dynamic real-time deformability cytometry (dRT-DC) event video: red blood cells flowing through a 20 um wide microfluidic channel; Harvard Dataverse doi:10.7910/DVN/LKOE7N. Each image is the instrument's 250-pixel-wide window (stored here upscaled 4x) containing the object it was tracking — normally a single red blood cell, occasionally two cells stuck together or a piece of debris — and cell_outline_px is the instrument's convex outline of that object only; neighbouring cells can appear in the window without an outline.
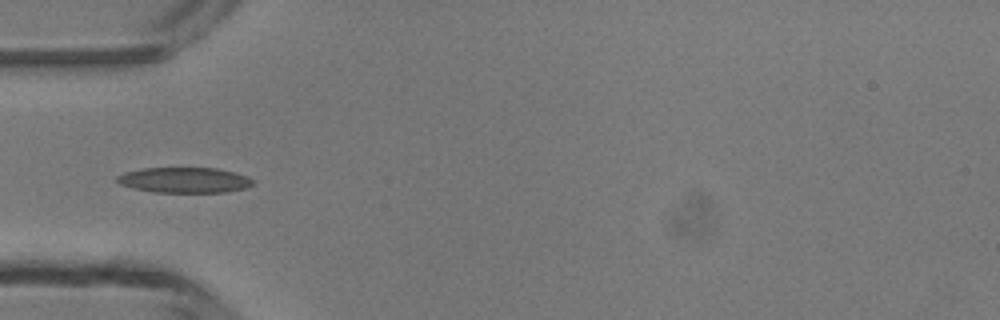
{"species": "common noctule bat (a hibernating species)", "species_latin": "Nyctalus noctula", "temperature_condition": "room temperature", "stored_images_in_passage": 6, "camera_frame_rate_fps": 3000, "um_per_image_px": 0.085, "animal": {"sex": "male", "body_mass_g": 13.3}, "frame": {"image": 1, "passage_image": 4, "time_ms": 3.667, "image_size_px": [1000, 320], "cell_outline_px": [[256, 180], [252, 184], [244, 188], [228, 192], [152, 192], [132, 188], [120, 184], [116, 180], [116, 176], [124, 172], [144, 168], [216, 168], [236, 172], [248, 176]], "centroid_in_image_um": [15.68, 15.3], "position_along_channel_um": 69.3, "area_um2": 20.29}}
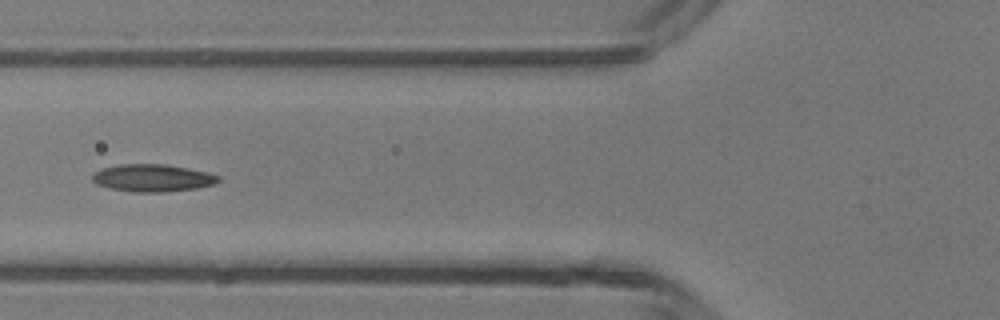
{"frame": {"image": 2, "passage_image": 5, "time_ms": 4.667, "image_size_px": [1000, 320], "cell_outline_px": [[220, 180], [212, 184], [196, 188], [164, 192], [132, 192], [108, 188], [96, 184], [92, 180], [92, 176], [100, 168], [120, 164], [164, 164], [188, 168], [220, 176]], "centroid_in_image_um": [12.91, 15.13], "position_along_channel_um": 112.9, "area_um2": 20.06}}
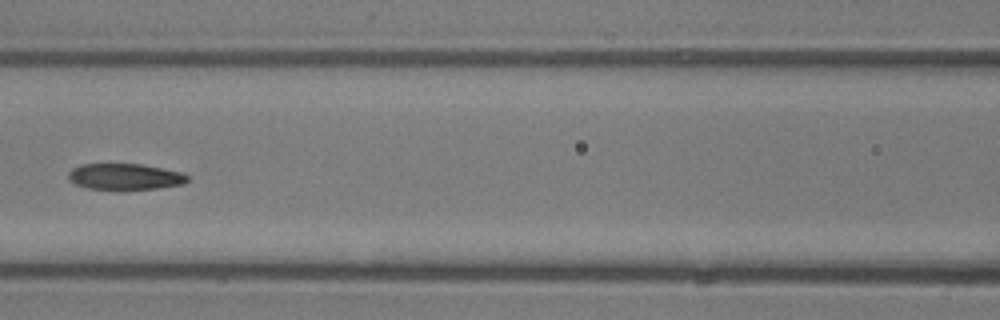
{"frame": {"image": 3, "passage_image": 6, "time_ms": 5.667, "image_size_px": [1000, 320], "cell_outline_px": [[188, 180], [184, 184], [156, 188], [88, 188], [76, 184], [68, 180], [68, 172], [72, 168], [80, 164], [140, 164], [180, 172], [188, 176]], "centroid_in_image_um": [10.58, 14.99], "position_along_channel_um": 156.0, "area_um2": 17.69}}